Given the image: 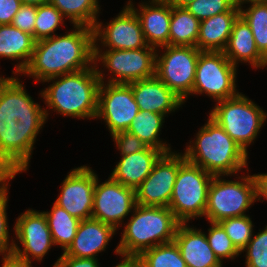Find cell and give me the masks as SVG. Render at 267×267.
Masks as SVG:
<instances>
[{"label":"cell","mask_w":267,"mask_h":267,"mask_svg":"<svg viewBox=\"0 0 267 267\" xmlns=\"http://www.w3.org/2000/svg\"><path fill=\"white\" fill-rule=\"evenodd\" d=\"M48 115L17 77H0V176L28 170L36 137Z\"/></svg>","instance_id":"6da1fadb"},{"label":"cell","mask_w":267,"mask_h":267,"mask_svg":"<svg viewBox=\"0 0 267 267\" xmlns=\"http://www.w3.org/2000/svg\"><path fill=\"white\" fill-rule=\"evenodd\" d=\"M65 35H54L35 42L31 59L22 72L44 82L60 75L88 69L94 65L92 27L73 26Z\"/></svg>","instance_id":"7a4b0ae2"},{"label":"cell","mask_w":267,"mask_h":267,"mask_svg":"<svg viewBox=\"0 0 267 267\" xmlns=\"http://www.w3.org/2000/svg\"><path fill=\"white\" fill-rule=\"evenodd\" d=\"M102 72L97 65H93L88 69L45 80L53 81V84L40 92L48 110H54L64 117L95 119L99 86L105 80V73Z\"/></svg>","instance_id":"3957f363"},{"label":"cell","mask_w":267,"mask_h":267,"mask_svg":"<svg viewBox=\"0 0 267 267\" xmlns=\"http://www.w3.org/2000/svg\"><path fill=\"white\" fill-rule=\"evenodd\" d=\"M186 147L187 161L213 175L232 176L248 168V153L210 117Z\"/></svg>","instance_id":"277c9868"},{"label":"cell","mask_w":267,"mask_h":267,"mask_svg":"<svg viewBox=\"0 0 267 267\" xmlns=\"http://www.w3.org/2000/svg\"><path fill=\"white\" fill-rule=\"evenodd\" d=\"M121 233L117 255H140L157 245L174 241L180 222L169 207L136 204L133 214Z\"/></svg>","instance_id":"5b68a950"},{"label":"cell","mask_w":267,"mask_h":267,"mask_svg":"<svg viewBox=\"0 0 267 267\" xmlns=\"http://www.w3.org/2000/svg\"><path fill=\"white\" fill-rule=\"evenodd\" d=\"M209 117L248 153L247 148L261 131L267 113L248 96L239 93L232 98L217 101Z\"/></svg>","instance_id":"8992f818"},{"label":"cell","mask_w":267,"mask_h":267,"mask_svg":"<svg viewBox=\"0 0 267 267\" xmlns=\"http://www.w3.org/2000/svg\"><path fill=\"white\" fill-rule=\"evenodd\" d=\"M213 174L185 160L178 169L169 209L180 223L203 217Z\"/></svg>","instance_id":"52a82bcc"},{"label":"cell","mask_w":267,"mask_h":267,"mask_svg":"<svg viewBox=\"0 0 267 267\" xmlns=\"http://www.w3.org/2000/svg\"><path fill=\"white\" fill-rule=\"evenodd\" d=\"M214 175L208 189L206 219L218 223L221 220L246 215L256 202V186L252 175L241 176V181L222 179Z\"/></svg>","instance_id":"ba28073f"},{"label":"cell","mask_w":267,"mask_h":267,"mask_svg":"<svg viewBox=\"0 0 267 267\" xmlns=\"http://www.w3.org/2000/svg\"><path fill=\"white\" fill-rule=\"evenodd\" d=\"M156 54L155 76L181 100L192 95L200 50L193 46H163Z\"/></svg>","instance_id":"9c48e42d"},{"label":"cell","mask_w":267,"mask_h":267,"mask_svg":"<svg viewBox=\"0 0 267 267\" xmlns=\"http://www.w3.org/2000/svg\"><path fill=\"white\" fill-rule=\"evenodd\" d=\"M157 51V52H156ZM158 50L151 46L137 50H106L102 52L98 44H94V65H101L113 76L108 83L128 84L133 81L155 76L156 54Z\"/></svg>","instance_id":"30bf717a"},{"label":"cell","mask_w":267,"mask_h":267,"mask_svg":"<svg viewBox=\"0 0 267 267\" xmlns=\"http://www.w3.org/2000/svg\"><path fill=\"white\" fill-rule=\"evenodd\" d=\"M236 69L224 52L201 51L192 94L204 93L216 102L238 95Z\"/></svg>","instance_id":"8fae6325"},{"label":"cell","mask_w":267,"mask_h":267,"mask_svg":"<svg viewBox=\"0 0 267 267\" xmlns=\"http://www.w3.org/2000/svg\"><path fill=\"white\" fill-rule=\"evenodd\" d=\"M139 111L129 84L100 83L95 118L105 121L111 135L127 131Z\"/></svg>","instance_id":"7c38bea8"},{"label":"cell","mask_w":267,"mask_h":267,"mask_svg":"<svg viewBox=\"0 0 267 267\" xmlns=\"http://www.w3.org/2000/svg\"><path fill=\"white\" fill-rule=\"evenodd\" d=\"M185 160L184 154L176 151L163 154L147 178L135 189L136 204L168 207L179 166Z\"/></svg>","instance_id":"4fadbf2b"},{"label":"cell","mask_w":267,"mask_h":267,"mask_svg":"<svg viewBox=\"0 0 267 267\" xmlns=\"http://www.w3.org/2000/svg\"><path fill=\"white\" fill-rule=\"evenodd\" d=\"M98 182L96 174L92 218L117 230L124 218L133 212L136 205L135 189L124 186L111 177L104 183Z\"/></svg>","instance_id":"5bb4252c"},{"label":"cell","mask_w":267,"mask_h":267,"mask_svg":"<svg viewBox=\"0 0 267 267\" xmlns=\"http://www.w3.org/2000/svg\"><path fill=\"white\" fill-rule=\"evenodd\" d=\"M103 25L97 21L93 27L94 44L101 41L99 45L106 50H137L148 46L140 20L128 4L107 25Z\"/></svg>","instance_id":"9a60e30c"},{"label":"cell","mask_w":267,"mask_h":267,"mask_svg":"<svg viewBox=\"0 0 267 267\" xmlns=\"http://www.w3.org/2000/svg\"><path fill=\"white\" fill-rule=\"evenodd\" d=\"M16 240L24 248L21 250L19 243L14 242L12 253L32 262L42 261L54 245L51 231L46 216L43 212L28 209L17 218L14 226ZM19 240V241H18ZM31 257V258H30Z\"/></svg>","instance_id":"2e32d148"},{"label":"cell","mask_w":267,"mask_h":267,"mask_svg":"<svg viewBox=\"0 0 267 267\" xmlns=\"http://www.w3.org/2000/svg\"><path fill=\"white\" fill-rule=\"evenodd\" d=\"M96 174L89 166L72 169L61 184L54 202L79 220L92 218Z\"/></svg>","instance_id":"e0dca14e"},{"label":"cell","mask_w":267,"mask_h":267,"mask_svg":"<svg viewBox=\"0 0 267 267\" xmlns=\"http://www.w3.org/2000/svg\"><path fill=\"white\" fill-rule=\"evenodd\" d=\"M127 4L138 16L148 46L156 49L168 46L172 6L164 0L142 2L138 5L139 9L131 0Z\"/></svg>","instance_id":"ac0fdd59"},{"label":"cell","mask_w":267,"mask_h":267,"mask_svg":"<svg viewBox=\"0 0 267 267\" xmlns=\"http://www.w3.org/2000/svg\"><path fill=\"white\" fill-rule=\"evenodd\" d=\"M140 111H150L167 116L175 112L184 101L181 100L156 76L128 83Z\"/></svg>","instance_id":"d6986e66"},{"label":"cell","mask_w":267,"mask_h":267,"mask_svg":"<svg viewBox=\"0 0 267 267\" xmlns=\"http://www.w3.org/2000/svg\"><path fill=\"white\" fill-rule=\"evenodd\" d=\"M116 231L97 219H84L80 221L72 243L61 256L97 258L98 253L105 251Z\"/></svg>","instance_id":"ffe728a7"},{"label":"cell","mask_w":267,"mask_h":267,"mask_svg":"<svg viewBox=\"0 0 267 267\" xmlns=\"http://www.w3.org/2000/svg\"><path fill=\"white\" fill-rule=\"evenodd\" d=\"M174 241L187 267H222V262L213 252L201 229L180 223Z\"/></svg>","instance_id":"44dd1931"},{"label":"cell","mask_w":267,"mask_h":267,"mask_svg":"<svg viewBox=\"0 0 267 267\" xmlns=\"http://www.w3.org/2000/svg\"><path fill=\"white\" fill-rule=\"evenodd\" d=\"M163 154L161 150L147 146L142 151L121 155L110 177L124 186L136 189Z\"/></svg>","instance_id":"7402d4cb"},{"label":"cell","mask_w":267,"mask_h":267,"mask_svg":"<svg viewBox=\"0 0 267 267\" xmlns=\"http://www.w3.org/2000/svg\"><path fill=\"white\" fill-rule=\"evenodd\" d=\"M224 54L236 67L239 62L249 63L254 68H264L267 60L259 53L253 33L246 21L239 16L234 22Z\"/></svg>","instance_id":"603a6c76"},{"label":"cell","mask_w":267,"mask_h":267,"mask_svg":"<svg viewBox=\"0 0 267 267\" xmlns=\"http://www.w3.org/2000/svg\"><path fill=\"white\" fill-rule=\"evenodd\" d=\"M239 16L240 12H224L201 21L196 48L200 51L223 52Z\"/></svg>","instance_id":"cb8c5ba5"},{"label":"cell","mask_w":267,"mask_h":267,"mask_svg":"<svg viewBox=\"0 0 267 267\" xmlns=\"http://www.w3.org/2000/svg\"><path fill=\"white\" fill-rule=\"evenodd\" d=\"M32 35L25 33L11 24L0 25V57L19 60L13 74L21 75L28 65L35 46Z\"/></svg>","instance_id":"d4e9b609"},{"label":"cell","mask_w":267,"mask_h":267,"mask_svg":"<svg viewBox=\"0 0 267 267\" xmlns=\"http://www.w3.org/2000/svg\"><path fill=\"white\" fill-rule=\"evenodd\" d=\"M165 117L146 110L139 111L127 131L138 136L147 146L161 150L164 154L170 153V145L162 142L159 137Z\"/></svg>","instance_id":"484cf974"},{"label":"cell","mask_w":267,"mask_h":267,"mask_svg":"<svg viewBox=\"0 0 267 267\" xmlns=\"http://www.w3.org/2000/svg\"><path fill=\"white\" fill-rule=\"evenodd\" d=\"M200 21L185 7L172 6L169 45L196 47Z\"/></svg>","instance_id":"4316f807"},{"label":"cell","mask_w":267,"mask_h":267,"mask_svg":"<svg viewBox=\"0 0 267 267\" xmlns=\"http://www.w3.org/2000/svg\"><path fill=\"white\" fill-rule=\"evenodd\" d=\"M43 213L46 216L54 245H59L64 252L72 243L81 220L73 217L55 203L51 211H43Z\"/></svg>","instance_id":"83f0119b"},{"label":"cell","mask_w":267,"mask_h":267,"mask_svg":"<svg viewBox=\"0 0 267 267\" xmlns=\"http://www.w3.org/2000/svg\"><path fill=\"white\" fill-rule=\"evenodd\" d=\"M73 26L94 27L100 10L99 0H49Z\"/></svg>","instance_id":"f1b7e54d"},{"label":"cell","mask_w":267,"mask_h":267,"mask_svg":"<svg viewBox=\"0 0 267 267\" xmlns=\"http://www.w3.org/2000/svg\"><path fill=\"white\" fill-rule=\"evenodd\" d=\"M250 7L243 9L239 6L240 16L249 25L259 53L267 60V0H253L243 4Z\"/></svg>","instance_id":"f546056e"},{"label":"cell","mask_w":267,"mask_h":267,"mask_svg":"<svg viewBox=\"0 0 267 267\" xmlns=\"http://www.w3.org/2000/svg\"><path fill=\"white\" fill-rule=\"evenodd\" d=\"M139 258L142 267H187L175 241L147 249Z\"/></svg>","instance_id":"4dcf8cb0"},{"label":"cell","mask_w":267,"mask_h":267,"mask_svg":"<svg viewBox=\"0 0 267 267\" xmlns=\"http://www.w3.org/2000/svg\"><path fill=\"white\" fill-rule=\"evenodd\" d=\"M64 18L61 12L50 3L37 6L34 40L39 41L56 35L54 32L64 24Z\"/></svg>","instance_id":"1f68e13d"},{"label":"cell","mask_w":267,"mask_h":267,"mask_svg":"<svg viewBox=\"0 0 267 267\" xmlns=\"http://www.w3.org/2000/svg\"><path fill=\"white\" fill-rule=\"evenodd\" d=\"M218 223L223 227L232 243L240 252L248 245V242L254 235V226L248 215L227 218Z\"/></svg>","instance_id":"d6a6232c"},{"label":"cell","mask_w":267,"mask_h":267,"mask_svg":"<svg viewBox=\"0 0 267 267\" xmlns=\"http://www.w3.org/2000/svg\"><path fill=\"white\" fill-rule=\"evenodd\" d=\"M209 223L211 227L208 229V235L207 233L205 234L210 247L218 259L223 262L222 260L224 258L233 260L235 257L239 256L241 252L232 243L223 227L219 223Z\"/></svg>","instance_id":"836d02e7"},{"label":"cell","mask_w":267,"mask_h":267,"mask_svg":"<svg viewBox=\"0 0 267 267\" xmlns=\"http://www.w3.org/2000/svg\"><path fill=\"white\" fill-rule=\"evenodd\" d=\"M185 8L200 22L224 12H240L232 0H194Z\"/></svg>","instance_id":"e575fe53"},{"label":"cell","mask_w":267,"mask_h":267,"mask_svg":"<svg viewBox=\"0 0 267 267\" xmlns=\"http://www.w3.org/2000/svg\"><path fill=\"white\" fill-rule=\"evenodd\" d=\"M15 176H0V255L10 254L13 251L15 240L10 242L7 203H8V184Z\"/></svg>","instance_id":"d590c367"},{"label":"cell","mask_w":267,"mask_h":267,"mask_svg":"<svg viewBox=\"0 0 267 267\" xmlns=\"http://www.w3.org/2000/svg\"><path fill=\"white\" fill-rule=\"evenodd\" d=\"M244 251L246 267H267V226L252 236Z\"/></svg>","instance_id":"8d00e7d4"},{"label":"cell","mask_w":267,"mask_h":267,"mask_svg":"<svg viewBox=\"0 0 267 267\" xmlns=\"http://www.w3.org/2000/svg\"><path fill=\"white\" fill-rule=\"evenodd\" d=\"M121 155H128L144 150L147 145L138 137L128 131L111 135Z\"/></svg>","instance_id":"74e56055"},{"label":"cell","mask_w":267,"mask_h":267,"mask_svg":"<svg viewBox=\"0 0 267 267\" xmlns=\"http://www.w3.org/2000/svg\"><path fill=\"white\" fill-rule=\"evenodd\" d=\"M36 14L37 6L22 4L18 12L13 17L11 25L32 35L34 38Z\"/></svg>","instance_id":"f35d334b"},{"label":"cell","mask_w":267,"mask_h":267,"mask_svg":"<svg viewBox=\"0 0 267 267\" xmlns=\"http://www.w3.org/2000/svg\"><path fill=\"white\" fill-rule=\"evenodd\" d=\"M53 267H99L97 258H75L72 256H60Z\"/></svg>","instance_id":"ab89813d"},{"label":"cell","mask_w":267,"mask_h":267,"mask_svg":"<svg viewBox=\"0 0 267 267\" xmlns=\"http://www.w3.org/2000/svg\"><path fill=\"white\" fill-rule=\"evenodd\" d=\"M21 6L20 0H0V25L11 24Z\"/></svg>","instance_id":"60d3db41"},{"label":"cell","mask_w":267,"mask_h":267,"mask_svg":"<svg viewBox=\"0 0 267 267\" xmlns=\"http://www.w3.org/2000/svg\"><path fill=\"white\" fill-rule=\"evenodd\" d=\"M252 176L256 186V201H264L260 198L267 200V173L253 174Z\"/></svg>","instance_id":"b9f144b4"},{"label":"cell","mask_w":267,"mask_h":267,"mask_svg":"<svg viewBox=\"0 0 267 267\" xmlns=\"http://www.w3.org/2000/svg\"><path fill=\"white\" fill-rule=\"evenodd\" d=\"M2 256V267H32V262L22 259L13 253L3 254Z\"/></svg>","instance_id":"7bdbcfd3"},{"label":"cell","mask_w":267,"mask_h":267,"mask_svg":"<svg viewBox=\"0 0 267 267\" xmlns=\"http://www.w3.org/2000/svg\"><path fill=\"white\" fill-rule=\"evenodd\" d=\"M119 255L121 256V259H124H122L115 267H142V263L138 255Z\"/></svg>","instance_id":"ee69618b"},{"label":"cell","mask_w":267,"mask_h":267,"mask_svg":"<svg viewBox=\"0 0 267 267\" xmlns=\"http://www.w3.org/2000/svg\"><path fill=\"white\" fill-rule=\"evenodd\" d=\"M169 3L171 6L185 7L187 4L194 0H164Z\"/></svg>","instance_id":"f6af8a7d"},{"label":"cell","mask_w":267,"mask_h":267,"mask_svg":"<svg viewBox=\"0 0 267 267\" xmlns=\"http://www.w3.org/2000/svg\"><path fill=\"white\" fill-rule=\"evenodd\" d=\"M20 1L22 2V4L35 5V6H40L49 3V0H20Z\"/></svg>","instance_id":"bcb514c9"},{"label":"cell","mask_w":267,"mask_h":267,"mask_svg":"<svg viewBox=\"0 0 267 267\" xmlns=\"http://www.w3.org/2000/svg\"><path fill=\"white\" fill-rule=\"evenodd\" d=\"M236 5L240 6L243 5V3L253 0H232Z\"/></svg>","instance_id":"7dc6e473"}]
</instances>
